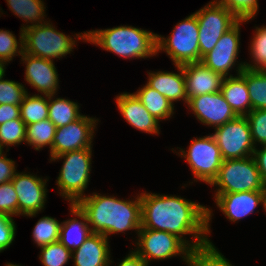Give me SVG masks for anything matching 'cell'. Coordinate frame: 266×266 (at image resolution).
Masks as SVG:
<instances>
[{
    "label": "cell",
    "instance_id": "cell-1",
    "mask_svg": "<svg viewBox=\"0 0 266 266\" xmlns=\"http://www.w3.org/2000/svg\"><path fill=\"white\" fill-rule=\"evenodd\" d=\"M141 228L166 231L181 238L193 251L213 244L209 239L212 209L180 196L140 193ZM183 235H192L193 241Z\"/></svg>",
    "mask_w": 266,
    "mask_h": 266
},
{
    "label": "cell",
    "instance_id": "cell-2",
    "mask_svg": "<svg viewBox=\"0 0 266 266\" xmlns=\"http://www.w3.org/2000/svg\"><path fill=\"white\" fill-rule=\"evenodd\" d=\"M134 199L123 200L93 192L75 205L86 215L91 233L102 234L109 239L110 234L128 230H135L138 234L142 217L140 194Z\"/></svg>",
    "mask_w": 266,
    "mask_h": 266
},
{
    "label": "cell",
    "instance_id": "cell-3",
    "mask_svg": "<svg viewBox=\"0 0 266 266\" xmlns=\"http://www.w3.org/2000/svg\"><path fill=\"white\" fill-rule=\"evenodd\" d=\"M156 38L153 32L127 25L86 32V41L125 59L156 56Z\"/></svg>",
    "mask_w": 266,
    "mask_h": 266
},
{
    "label": "cell",
    "instance_id": "cell-4",
    "mask_svg": "<svg viewBox=\"0 0 266 266\" xmlns=\"http://www.w3.org/2000/svg\"><path fill=\"white\" fill-rule=\"evenodd\" d=\"M75 38L59 32L50 20L23 30V52L54 61L55 58L71 54L78 39L86 41V32L77 33ZM77 39V41H76Z\"/></svg>",
    "mask_w": 266,
    "mask_h": 266
},
{
    "label": "cell",
    "instance_id": "cell-5",
    "mask_svg": "<svg viewBox=\"0 0 266 266\" xmlns=\"http://www.w3.org/2000/svg\"><path fill=\"white\" fill-rule=\"evenodd\" d=\"M58 159H64L56 180L59 194L70 204H76L86 196L84 190L87 189L90 179L92 147L51 157L50 162Z\"/></svg>",
    "mask_w": 266,
    "mask_h": 266
},
{
    "label": "cell",
    "instance_id": "cell-6",
    "mask_svg": "<svg viewBox=\"0 0 266 266\" xmlns=\"http://www.w3.org/2000/svg\"><path fill=\"white\" fill-rule=\"evenodd\" d=\"M157 53L165 51L173 64L200 62L199 26L193 13L176 24L167 37L157 34Z\"/></svg>",
    "mask_w": 266,
    "mask_h": 266
},
{
    "label": "cell",
    "instance_id": "cell-7",
    "mask_svg": "<svg viewBox=\"0 0 266 266\" xmlns=\"http://www.w3.org/2000/svg\"><path fill=\"white\" fill-rule=\"evenodd\" d=\"M210 186L218 188L215 194L266 190L253 156L223 160Z\"/></svg>",
    "mask_w": 266,
    "mask_h": 266
},
{
    "label": "cell",
    "instance_id": "cell-8",
    "mask_svg": "<svg viewBox=\"0 0 266 266\" xmlns=\"http://www.w3.org/2000/svg\"><path fill=\"white\" fill-rule=\"evenodd\" d=\"M134 250L148 265L151 260H165L181 256L187 263L193 250L178 236L166 231L140 228Z\"/></svg>",
    "mask_w": 266,
    "mask_h": 266
},
{
    "label": "cell",
    "instance_id": "cell-9",
    "mask_svg": "<svg viewBox=\"0 0 266 266\" xmlns=\"http://www.w3.org/2000/svg\"><path fill=\"white\" fill-rule=\"evenodd\" d=\"M179 154L186 159L194 177L210 185L217 177L223 158L212 134L194 138L188 150L179 148Z\"/></svg>",
    "mask_w": 266,
    "mask_h": 266
},
{
    "label": "cell",
    "instance_id": "cell-10",
    "mask_svg": "<svg viewBox=\"0 0 266 266\" xmlns=\"http://www.w3.org/2000/svg\"><path fill=\"white\" fill-rule=\"evenodd\" d=\"M199 26L200 61L212 51L221 36L232 28L239 19L214 0L194 12Z\"/></svg>",
    "mask_w": 266,
    "mask_h": 266
},
{
    "label": "cell",
    "instance_id": "cell-11",
    "mask_svg": "<svg viewBox=\"0 0 266 266\" xmlns=\"http://www.w3.org/2000/svg\"><path fill=\"white\" fill-rule=\"evenodd\" d=\"M214 129L215 133H212V136L218 144L223 160L253 156L255 146L246 116H237Z\"/></svg>",
    "mask_w": 266,
    "mask_h": 266
},
{
    "label": "cell",
    "instance_id": "cell-12",
    "mask_svg": "<svg viewBox=\"0 0 266 266\" xmlns=\"http://www.w3.org/2000/svg\"><path fill=\"white\" fill-rule=\"evenodd\" d=\"M246 20H239L232 28L225 32L218 40L216 46L201 60L208 68L218 72L224 77L233 76L230 70L236 65L237 75L244 69L245 62L237 64L236 60L240 48V27Z\"/></svg>",
    "mask_w": 266,
    "mask_h": 266
},
{
    "label": "cell",
    "instance_id": "cell-13",
    "mask_svg": "<svg viewBox=\"0 0 266 266\" xmlns=\"http://www.w3.org/2000/svg\"><path fill=\"white\" fill-rule=\"evenodd\" d=\"M98 119L83 115L81 118L66 126L56 128L50 157L74 150L92 147L94 130Z\"/></svg>",
    "mask_w": 266,
    "mask_h": 266
},
{
    "label": "cell",
    "instance_id": "cell-14",
    "mask_svg": "<svg viewBox=\"0 0 266 266\" xmlns=\"http://www.w3.org/2000/svg\"><path fill=\"white\" fill-rule=\"evenodd\" d=\"M48 179L37 175L17 172L11 180L18 196V216L35 217L44 209L47 198Z\"/></svg>",
    "mask_w": 266,
    "mask_h": 266
},
{
    "label": "cell",
    "instance_id": "cell-15",
    "mask_svg": "<svg viewBox=\"0 0 266 266\" xmlns=\"http://www.w3.org/2000/svg\"><path fill=\"white\" fill-rule=\"evenodd\" d=\"M187 107L201 123L213 128L222 126L237 117L221 92L190 98Z\"/></svg>",
    "mask_w": 266,
    "mask_h": 266
},
{
    "label": "cell",
    "instance_id": "cell-16",
    "mask_svg": "<svg viewBox=\"0 0 266 266\" xmlns=\"http://www.w3.org/2000/svg\"><path fill=\"white\" fill-rule=\"evenodd\" d=\"M21 61L26 65L25 80L42 95H57L59 77L52 60L43 59L28 53L21 54Z\"/></svg>",
    "mask_w": 266,
    "mask_h": 266
},
{
    "label": "cell",
    "instance_id": "cell-17",
    "mask_svg": "<svg viewBox=\"0 0 266 266\" xmlns=\"http://www.w3.org/2000/svg\"><path fill=\"white\" fill-rule=\"evenodd\" d=\"M188 100L198 95L220 92L224 76L208 68L204 63L183 65Z\"/></svg>",
    "mask_w": 266,
    "mask_h": 266
},
{
    "label": "cell",
    "instance_id": "cell-18",
    "mask_svg": "<svg viewBox=\"0 0 266 266\" xmlns=\"http://www.w3.org/2000/svg\"><path fill=\"white\" fill-rule=\"evenodd\" d=\"M265 191H247L227 194H215V203L227 219L237 222L254 213L262 205Z\"/></svg>",
    "mask_w": 266,
    "mask_h": 266
},
{
    "label": "cell",
    "instance_id": "cell-19",
    "mask_svg": "<svg viewBox=\"0 0 266 266\" xmlns=\"http://www.w3.org/2000/svg\"><path fill=\"white\" fill-rule=\"evenodd\" d=\"M115 103L124 119L139 131L159 134L160 121L152 116L134 93L123 92L116 96Z\"/></svg>",
    "mask_w": 266,
    "mask_h": 266
},
{
    "label": "cell",
    "instance_id": "cell-20",
    "mask_svg": "<svg viewBox=\"0 0 266 266\" xmlns=\"http://www.w3.org/2000/svg\"><path fill=\"white\" fill-rule=\"evenodd\" d=\"M109 239L102 234L92 233L85 242L72 251L74 266H110Z\"/></svg>",
    "mask_w": 266,
    "mask_h": 266
},
{
    "label": "cell",
    "instance_id": "cell-21",
    "mask_svg": "<svg viewBox=\"0 0 266 266\" xmlns=\"http://www.w3.org/2000/svg\"><path fill=\"white\" fill-rule=\"evenodd\" d=\"M178 73L169 71L148 72L147 85L165 96L174 106V102L182 100L186 104L188 98L185 88L183 65H175Z\"/></svg>",
    "mask_w": 266,
    "mask_h": 266
},
{
    "label": "cell",
    "instance_id": "cell-22",
    "mask_svg": "<svg viewBox=\"0 0 266 266\" xmlns=\"http://www.w3.org/2000/svg\"><path fill=\"white\" fill-rule=\"evenodd\" d=\"M69 205L71 215L77 218L72 217L61 222L59 241L73 251L79 248L92 233L86 215L75 204Z\"/></svg>",
    "mask_w": 266,
    "mask_h": 266
},
{
    "label": "cell",
    "instance_id": "cell-23",
    "mask_svg": "<svg viewBox=\"0 0 266 266\" xmlns=\"http://www.w3.org/2000/svg\"><path fill=\"white\" fill-rule=\"evenodd\" d=\"M220 92L237 116H246L251 111L249 92L241 74L224 77Z\"/></svg>",
    "mask_w": 266,
    "mask_h": 266
},
{
    "label": "cell",
    "instance_id": "cell-24",
    "mask_svg": "<svg viewBox=\"0 0 266 266\" xmlns=\"http://www.w3.org/2000/svg\"><path fill=\"white\" fill-rule=\"evenodd\" d=\"M144 105L146 110L158 121L171 118L174 114V106L170 101L147 84L134 93Z\"/></svg>",
    "mask_w": 266,
    "mask_h": 266
},
{
    "label": "cell",
    "instance_id": "cell-25",
    "mask_svg": "<svg viewBox=\"0 0 266 266\" xmlns=\"http://www.w3.org/2000/svg\"><path fill=\"white\" fill-rule=\"evenodd\" d=\"M8 8L16 15L18 18H21L26 24L21 30H24L28 27L41 25L47 22L45 19V3L43 0H6ZM46 21H45V20Z\"/></svg>",
    "mask_w": 266,
    "mask_h": 266
},
{
    "label": "cell",
    "instance_id": "cell-26",
    "mask_svg": "<svg viewBox=\"0 0 266 266\" xmlns=\"http://www.w3.org/2000/svg\"><path fill=\"white\" fill-rule=\"evenodd\" d=\"M54 97V94L49 96L48 119L57 128L73 123L83 116L80 113L78 103L61 97L55 99Z\"/></svg>",
    "mask_w": 266,
    "mask_h": 266
},
{
    "label": "cell",
    "instance_id": "cell-27",
    "mask_svg": "<svg viewBox=\"0 0 266 266\" xmlns=\"http://www.w3.org/2000/svg\"><path fill=\"white\" fill-rule=\"evenodd\" d=\"M48 102L49 96L47 95L35 94L31 96L27 93L19 105L21 120L26 125H30L48 119Z\"/></svg>",
    "mask_w": 266,
    "mask_h": 266
},
{
    "label": "cell",
    "instance_id": "cell-28",
    "mask_svg": "<svg viewBox=\"0 0 266 266\" xmlns=\"http://www.w3.org/2000/svg\"><path fill=\"white\" fill-rule=\"evenodd\" d=\"M240 74L246 81L251 110L266 109V73L244 68Z\"/></svg>",
    "mask_w": 266,
    "mask_h": 266
},
{
    "label": "cell",
    "instance_id": "cell-29",
    "mask_svg": "<svg viewBox=\"0 0 266 266\" xmlns=\"http://www.w3.org/2000/svg\"><path fill=\"white\" fill-rule=\"evenodd\" d=\"M56 128L49 119L26 125V143L37 151L48 145L51 150Z\"/></svg>",
    "mask_w": 266,
    "mask_h": 266
},
{
    "label": "cell",
    "instance_id": "cell-30",
    "mask_svg": "<svg viewBox=\"0 0 266 266\" xmlns=\"http://www.w3.org/2000/svg\"><path fill=\"white\" fill-rule=\"evenodd\" d=\"M61 222L53 217L44 216L38 220L33 228V241L38 247L59 241Z\"/></svg>",
    "mask_w": 266,
    "mask_h": 266
},
{
    "label": "cell",
    "instance_id": "cell-31",
    "mask_svg": "<svg viewBox=\"0 0 266 266\" xmlns=\"http://www.w3.org/2000/svg\"><path fill=\"white\" fill-rule=\"evenodd\" d=\"M188 266H232V264L213 244H210L193 251Z\"/></svg>",
    "mask_w": 266,
    "mask_h": 266
},
{
    "label": "cell",
    "instance_id": "cell-32",
    "mask_svg": "<svg viewBox=\"0 0 266 266\" xmlns=\"http://www.w3.org/2000/svg\"><path fill=\"white\" fill-rule=\"evenodd\" d=\"M22 142L26 143V124L19 119L0 124V146H17Z\"/></svg>",
    "mask_w": 266,
    "mask_h": 266
},
{
    "label": "cell",
    "instance_id": "cell-33",
    "mask_svg": "<svg viewBox=\"0 0 266 266\" xmlns=\"http://www.w3.org/2000/svg\"><path fill=\"white\" fill-rule=\"evenodd\" d=\"M23 53V30L20 29L19 41L9 30L0 29V62L10 63L15 56Z\"/></svg>",
    "mask_w": 266,
    "mask_h": 266
},
{
    "label": "cell",
    "instance_id": "cell-34",
    "mask_svg": "<svg viewBox=\"0 0 266 266\" xmlns=\"http://www.w3.org/2000/svg\"><path fill=\"white\" fill-rule=\"evenodd\" d=\"M40 249L39 259L44 266H65L72 258V251L60 241L50 243Z\"/></svg>",
    "mask_w": 266,
    "mask_h": 266
},
{
    "label": "cell",
    "instance_id": "cell-35",
    "mask_svg": "<svg viewBox=\"0 0 266 266\" xmlns=\"http://www.w3.org/2000/svg\"><path fill=\"white\" fill-rule=\"evenodd\" d=\"M253 39L251 40L250 56L252 64L245 63V69L260 70L266 64V26L256 27Z\"/></svg>",
    "mask_w": 266,
    "mask_h": 266
},
{
    "label": "cell",
    "instance_id": "cell-36",
    "mask_svg": "<svg viewBox=\"0 0 266 266\" xmlns=\"http://www.w3.org/2000/svg\"><path fill=\"white\" fill-rule=\"evenodd\" d=\"M232 12L239 20L246 22L254 19L259 9L258 0H214Z\"/></svg>",
    "mask_w": 266,
    "mask_h": 266
},
{
    "label": "cell",
    "instance_id": "cell-37",
    "mask_svg": "<svg viewBox=\"0 0 266 266\" xmlns=\"http://www.w3.org/2000/svg\"><path fill=\"white\" fill-rule=\"evenodd\" d=\"M0 78V104L20 105L28 93L25 86L12 80Z\"/></svg>",
    "mask_w": 266,
    "mask_h": 266
},
{
    "label": "cell",
    "instance_id": "cell-38",
    "mask_svg": "<svg viewBox=\"0 0 266 266\" xmlns=\"http://www.w3.org/2000/svg\"><path fill=\"white\" fill-rule=\"evenodd\" d=\"M251 129V138L254 146L266 145V109L251 110L246 115Z\"/></svg>",
    "mask_w": 266,
    "mask_h": 266
},
{
    "label": "cell",
    "instance_id": "cell-39",
    "mask_svg": "<svg viewBox=\"0 0 266 266\" xmlns=\"http://www.w3.org/2000/svg\"><path fill=\"white\" fill-rule=\"evenodd\" d=\"M0 213L18 216V196L11 181L0 184Z\"/></svg>",
    "mask_w": 266,
    "mask_h": 266
},
{
    "label": "cell",
    "instance_id": "cell-40",
    "mask_svg": "<svg viewBox=\"0 0 266 266\" xmlns=\"http://www.w3.org/2000/svg\"><path fill=\"white\" fill-rule=\"evenodd\" d=\"M16 236V224L13 217L0 213V252L9 248Z\"/></svg>",
    "mask_w": 266,
    "mask_h": 266
},
{
    "label": "cell",
    "instance_id": "cell-41",
    "mask_svg": "<svg viewBox=\"0 0 266 266\" xmlns=\"http://www.w3.org/2000/svg\"><path fill=\"white\" fill-rule=\"evenodd\" d=\"M15 162L7 158L6 153H3L0 156V184L10 182L16 172V166Z\"/></svg>",
    "mask_w": 266,
    "mask_h": 266
},
{
    "label": "cell",
    "instance_id": "cell-42",
    "mask_svg": "<svg viewBox=\"0 0 266 266\" xmlns=\"http://www.w3.org/2000/svg\"><path fill=\"white\" fill-rule=\"evenodd\" d=\"M19 118V105L0 104V124Z\"/></svg>",
    "mask_w": 266,
    "mask_h": 266
},
{
    "label": "cell",
    "instance_id": "cell-43",
    "mask_svg": "<svg viewBox=\"0 0 266 266\" xmlns=\"http://www.w3.org/2000/svg\"><path fill=\"white\" fill-rule=\"evenodd\" d=\"M253 157L260 172L262 182L266 186V145L261 146L259 150L255 147Z\"/></svg>",
    "mask_w": 266,
    "mask_h": 266
},
{
    "label": "cell",
    "instance_id": "cell-44",
    "mask_svg": "<svg viewBox=\"0 0 266 266\" xmlns=\"http://www.w3.org/2000/svg\"><path fill=\"white\" fill-rule=\"evenodd\" d=\"M118 266H148V264L135 251H131Z\"/></svg>",
    "mask_w": 266,
    "mask_h": 266
},
{
    "label": "cell",
    "instance_id": "cell-45",
    "mask_svg": "<svg viewBox=\"0 0 266 266\" xmlns=\"http://www.w3.org/2000/svg\"><path fill=\"white\" fill-rule=\"evenodd\" d=\"M6 65L0 62V78L5 74Z\"/></svg>",
    "mask_w": 266,
    "mask_h": 266
},
{
    "label": "cell",
    "instance_id": "cell-46",
    "mask_svg": "<svg viewBox=\"0 0 266 266\" xmlns=\"http://www.w3.org/2000/svg\"><path fill=\"white\" fill-rule=\"evenodd\" d=\"M262 205H263L264 210H265V212H266V190H265V193H264V196H263Z\"/></svg>",
    "mask_w": 266,
    "mask_h": 266
},
{
    "label": "cell",
    "instance_id": "cell-47",
    "mask_svg": "<svg viewBox=\"0 0 266 266\" xmlns=\"http://www.w3.org/2000/svg\"><path fill=\"white\" fill-rule=\"evenodd\" d=\"M262 72L266 73V64L260 69Z\"/></svg>",
    "mask_w": 266,
    "mask_h": 266
},
{
    "label": "cell",
    "instance_id": "cell-48",
    "mask_svg": "<svg viewBox=\"0 0 266 266\" xmlns=\"http://www.w3.org/2000/svg\"><path fill=\"white\" fill-rule=\"evenodd\" d=\"M6 266H20V265H16V264H12V263H7V264H5Z\"/></svg>",
    "mask_w": 266,
    "mask_h": 266
},
{
    "label": "cell",
    "instance_id": "cell-49",
    "mask_svg": "<svg viewBox=\"0 0 266 266\" xmlns=\"http://www.w3.org/2000/svg\"><path fill=\"white\" fill-rule=\"evenodd\" d=\"M4 153L3 148L0 146V156Z\"/></svg>",
    "mask_w": 266,
    "mask_h": 266
}]
</instances>
